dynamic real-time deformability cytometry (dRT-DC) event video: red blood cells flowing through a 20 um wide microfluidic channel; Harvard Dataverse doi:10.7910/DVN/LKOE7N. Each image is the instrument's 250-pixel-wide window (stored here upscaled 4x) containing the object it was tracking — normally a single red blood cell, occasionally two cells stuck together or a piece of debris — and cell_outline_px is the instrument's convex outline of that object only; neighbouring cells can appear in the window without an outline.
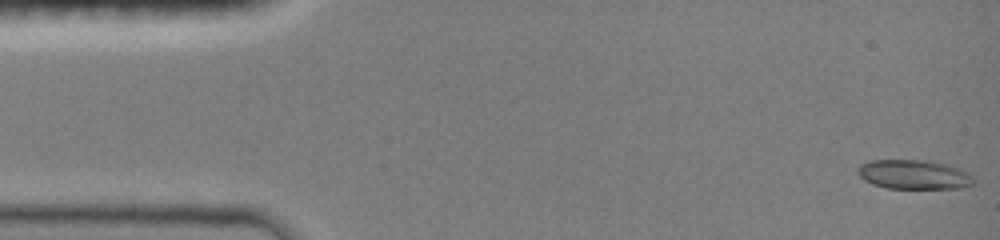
{"species": "common noctule bat (a hibernating species)", "species_latin": "Nyctalus noctula", "temperature_condition": "room temperature", "stored_images_in_passage": 47, "camera_frame_rate_fps": 3000, "um_per_image_px": 0.085, "animal": {"sex": "female", "body_mass_g": 19.0, "forearm_length_mm": 51.5}, "frame": {"image": 1, "passage_image": 1, "time_ms": 0.0, "image_size_px": [1000, 240], "cell_outline_px": [[976, 180], [972, 184], [960, 188], [888, 188], [872, 184], [864, 180], [856, 172], [856, 168], [860, 164], [868, 160], [924, 160], [944, 164], [960, 168], [968, 172]], "centroid_in_image_um": [77.65, 14.83], "position_along_channel_um": 7.4, "area_um2": 19.88}}
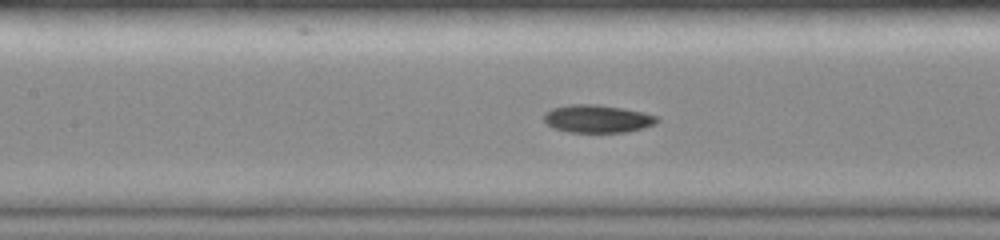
{"frame": {"image": 2, "passage_image": 21, "time_ms": 6.667, "image_size_px": [1000, 240], "cell_outline_px": [[660, 120], [656, 124], [644, 128], [628, 132], [568, 132], [552, 128], [544, 120], [544, 112], [552, 108], [568, 104], [600, 104], [624, 108], [644, 112], [656, 116]], "centroid_in_image_um": [50.79, 10.09], "position_along_channel_um": 156.6, "area_um2": 18.67}}
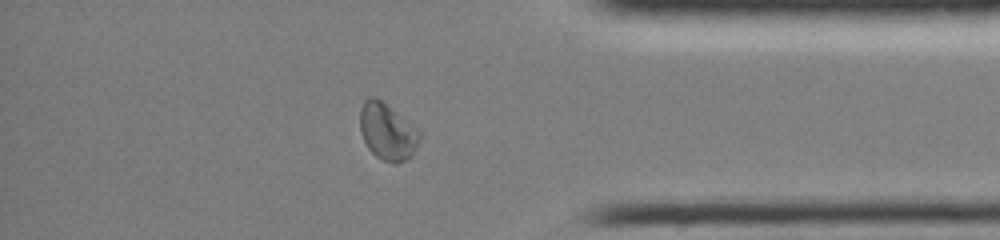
{"frame": {"image": 3, "passage_image": 40, "time_ms": 13.0, "image_size_px": [1000, 240], "cell_outline_px": [[420, 140], [412, 156], [396, 164], [392, 164], [376, 156], [368, 148], [360, 132], [360, 108], [364, 100], [368, 96], [376, 96], [420, 132]], "centroid_in_image_um": [32.89, 11.19], "position_along_channel_um": 402.3, "area_um2": 19.54}, "authors_computed_cell_mechanics": {"area_um2": 18.6694, "velocity_mm_per_s": 4.0289, "shape_relaxation_time_tau1_ms": 8.7391, "shape_relaxation_time_tau2_ms": 9.3604, "deformation_change_tau1": 0.2245, "deformation_change_tau2": 0.0887}}